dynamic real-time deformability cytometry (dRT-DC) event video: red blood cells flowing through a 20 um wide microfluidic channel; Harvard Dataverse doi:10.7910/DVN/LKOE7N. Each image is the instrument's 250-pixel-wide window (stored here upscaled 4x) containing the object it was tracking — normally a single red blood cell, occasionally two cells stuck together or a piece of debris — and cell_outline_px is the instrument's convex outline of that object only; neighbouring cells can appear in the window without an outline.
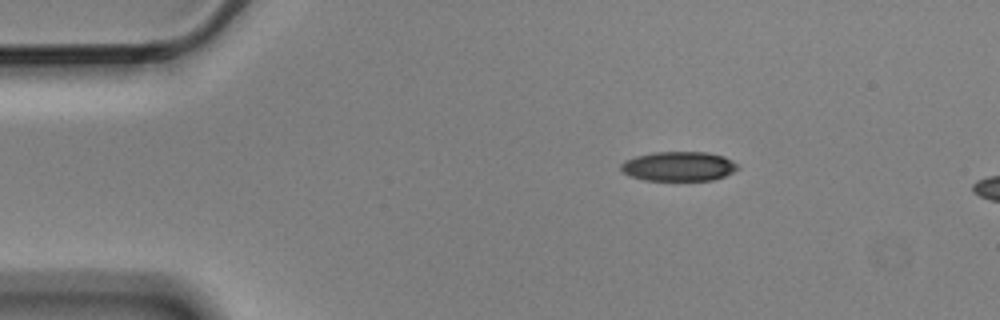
{"species": "Egyptian fruit bat (a non-hibernating species)", "species_latin": "Rousettus aegyptiacus", "temperature_condition": "cold", "stored_images_in_passage": 4, "camera_frame_rate_fps": 3000, "um_per_image_px": 0.085, "animal": {"sex": "male"}, "frame": {"image": 1, "passage_image": 1, "time_ms": 0.0, "image_size_px": [1000, 320], "cell_outline_px": [[740, 168], [724, 176], [712, 180], [644, 180], [628, 176], [620, 168], [620, 164], [624, 160], [636, 156], [652, 152], [708, 152], [724, 156], [732, 160]], "centroid_in_image_um": [57.66, 14.13], "position_along_channel_um": 27.3, "area_um2": 20.17}}